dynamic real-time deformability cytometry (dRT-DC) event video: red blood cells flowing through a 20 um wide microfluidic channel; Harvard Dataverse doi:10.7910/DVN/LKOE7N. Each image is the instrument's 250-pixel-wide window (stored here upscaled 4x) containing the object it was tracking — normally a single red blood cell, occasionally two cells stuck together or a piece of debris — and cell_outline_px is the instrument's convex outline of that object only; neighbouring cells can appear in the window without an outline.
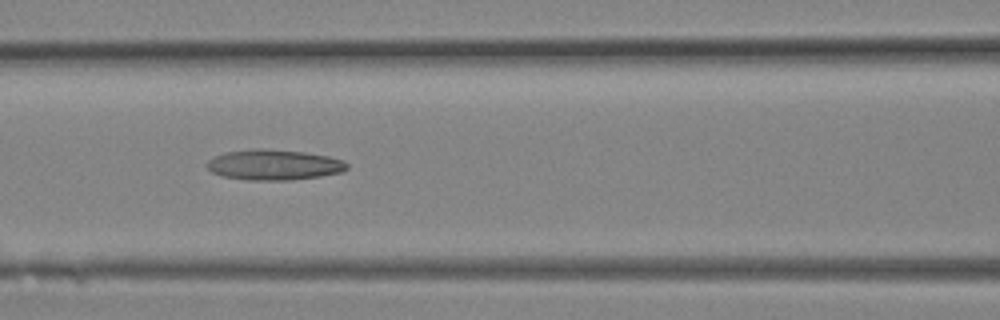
{"species": "Egyptian fruit bat (a non-hibernating species)", "species_latin": "Rousettus aegyptiacus", "temperature_condition": "room temperature", "stored_images_in_passage": 13, "camera_frame_rate_fps": 3000, "um_per_image_px": 0.085, "animal": {"sex": "female"}, "frame": {"image": 1, "passage_image": 10, "time_ms": 3.0, "image_size_px": [1000, 320], "cell_outline_px": [[348, 168], [340, 172], [320, 176], [292, 180], [248, 180], [224, 176], [212, 172], [208, 168], [208, 160], [212, 156], [224, 152], [252, 148], [264, 148], [304, 152], [328, 156], [344, 160], [348, 164]], "centroid_in_image_um": [23.27, 13.99], "position_along_channel_um": 143.3, "area_um2": 24.97}}
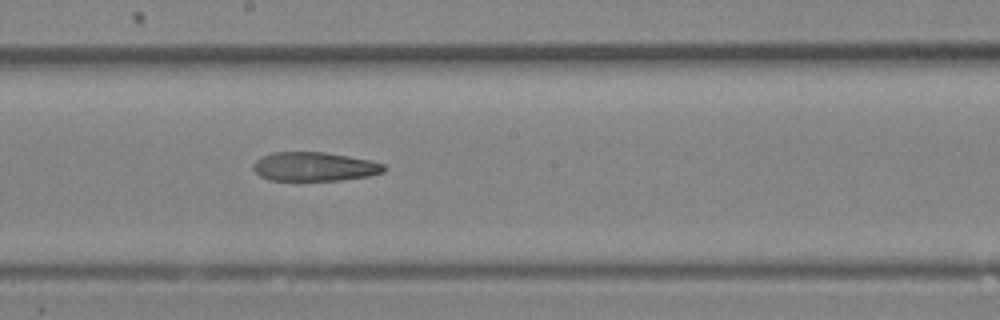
{"frame": {"image": 2, "passage_image": 13, "time_ms": 4.0, "image_size_px": [1000, 320], "cell_outline_px": [[388, 168], [384, 172], [368, 176], [340, 180], [268, 180], [260, 176], [252, 168], [252, 164], [256, 160], [272, 152], [324, 152], [372, 160], [384, 164]], "centroid_in_image_um": [26.74, 14.16], "position_along_channel_um": 221.5, "area_um2": 22.14}}